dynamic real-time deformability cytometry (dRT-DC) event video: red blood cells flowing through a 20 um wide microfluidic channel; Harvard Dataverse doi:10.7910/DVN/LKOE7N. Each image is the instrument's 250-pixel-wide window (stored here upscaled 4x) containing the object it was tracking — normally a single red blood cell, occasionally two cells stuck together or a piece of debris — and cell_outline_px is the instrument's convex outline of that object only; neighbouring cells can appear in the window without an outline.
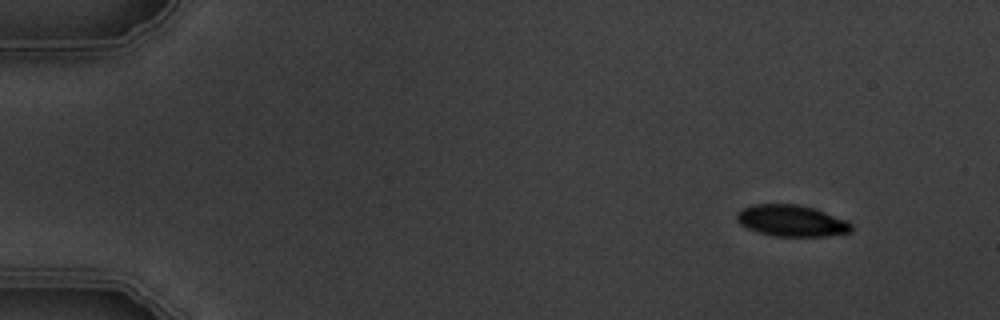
{"species": "common noctule bat (a hibernating species)", "species_latin": "Nyctalus noctula", "temperature_condition": "warm", "stored_images_in_passage": 6, "camera_frame_rate_fps": 3000, "um_per_image_px": 0.085, "animal": {"sex": "male", "body_mass_g": 19.5, "forearm_length_mm": 54.6}, "frame": {"image": 1, "passage_image": 1, "time_ms": 0.0, "image_size_px": [1000, 320], "cell_outline_px": [[852, 232], [824, 236], [772, 236], [756, 232], [740, 224], [736, 220], [736, 212], [740, 208], [752, 204], [796, 204], [812, 208], [848, 220], [852, 224]], "centroid_in_image_um": [67.24, 18.76], "position_along_channel_um": 17.8, "area_um2": 21.15}}
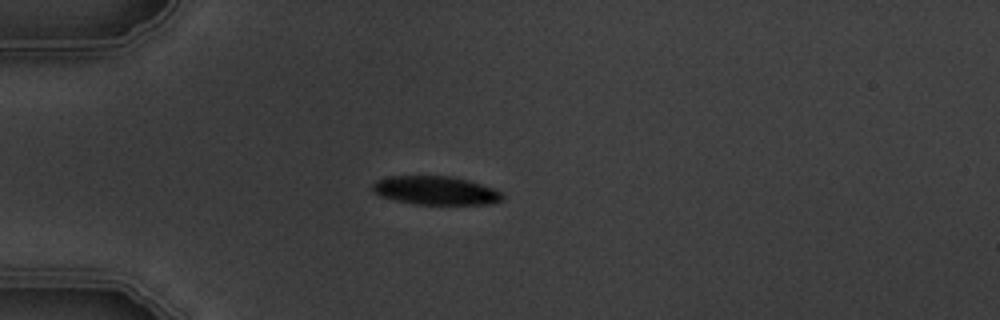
{"frame": {"image": 2, "passage_image": 4, "time_ms": 3.333, "image_size_px": [1000, 320], "cell_outline_px": [[504, 200], [488, 204], [416, 204], [396, 200], [380, 196], [372, 192], [372, 184], [376, 180], [392, 176], [452, 176], [468, 180], [504, 192]], "centroid_in_image_um": [37.04, 16.19], "position_along_channel_um": 48.0, "area_um2": 21.68}}